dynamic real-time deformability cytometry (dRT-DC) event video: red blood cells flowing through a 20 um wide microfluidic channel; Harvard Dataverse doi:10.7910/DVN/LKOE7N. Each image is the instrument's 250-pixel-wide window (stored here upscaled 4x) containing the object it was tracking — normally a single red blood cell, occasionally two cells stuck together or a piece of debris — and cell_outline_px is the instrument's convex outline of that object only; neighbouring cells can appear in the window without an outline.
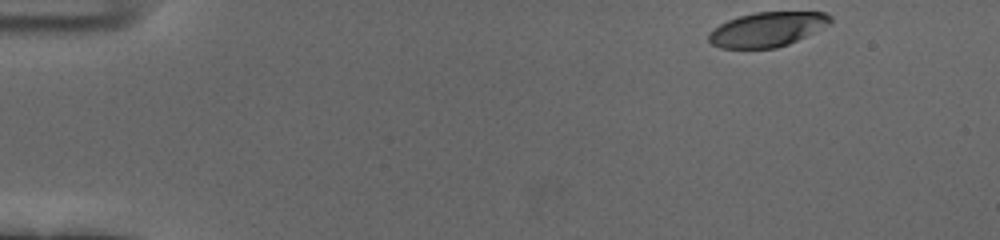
{"species": "human", "species_latin": "Homo sapiens", "temperature_condition": "cold", "stored_images_in_passage": 18, "camera_frame_rate_fps": 3000, "um_per_image_px": 0.085, "donor": {"sex": "female"}, "frame": {"image": 1, "passage_image": 1, "time_ms": 0.0, "image_size_px": [1000, 240], "cell_outline_px": [[832, 24], [788, 44], [776, 48], [720, 48], [712, 44], [708, 40], [708, 32], [720, 24], [728, 20], [740, 16], [756, 12], [824, 12], [832, 16]], "centroid_in_image_um": [65.23, 2.49], "position_along_channel_um": 19.8, "area_um2": 24.51}}
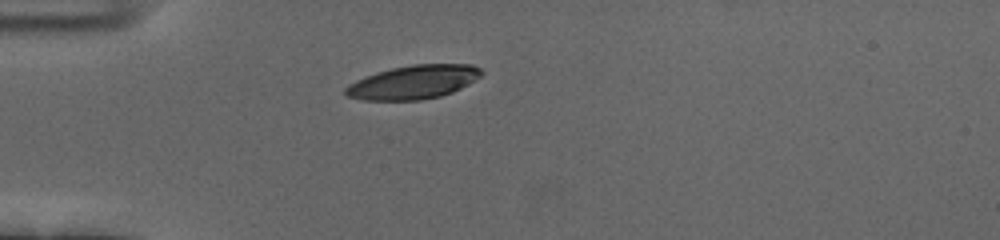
{"frame": {"image": 2, "passage_image": 11, "time_ms": 3.333, "image_size_px": [1000, 240], "cell_outline_px": [[484, 72], [480, 76], [468, 84], [452, 92], [440, 96], [420, 100], [364, 100], [348, 96], [344, 92], [344, 88], [348, 84], [364, 76], [376, 72], [392, 68], [412, 64], [472, 64], [480, 68]], "centroid_in_image_um": [35.12, 6.97], "position_along_channel_um": 49.9, "area_um2": 26.7}}
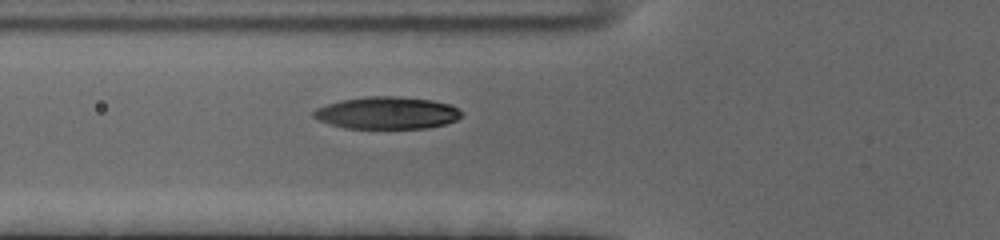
{"frame": {"image": 3, "passage_image": 16, "time_ms": 5.0, "image_size_px": [1000, 240], "cell_outline_px": [[460, 116], [456, 120], [444, 124], [428, 128], [344, 128], [328, 124], [312, 116], [312, 112], [316, 108], [340, 100], [368, 96], [392, 96], [432, 100], [452, 104], [460, 112]], "centroid_in_image_um": [32.86, 9.6], "position_along_channel_um": 92.9, "area_um2": 27.69}}